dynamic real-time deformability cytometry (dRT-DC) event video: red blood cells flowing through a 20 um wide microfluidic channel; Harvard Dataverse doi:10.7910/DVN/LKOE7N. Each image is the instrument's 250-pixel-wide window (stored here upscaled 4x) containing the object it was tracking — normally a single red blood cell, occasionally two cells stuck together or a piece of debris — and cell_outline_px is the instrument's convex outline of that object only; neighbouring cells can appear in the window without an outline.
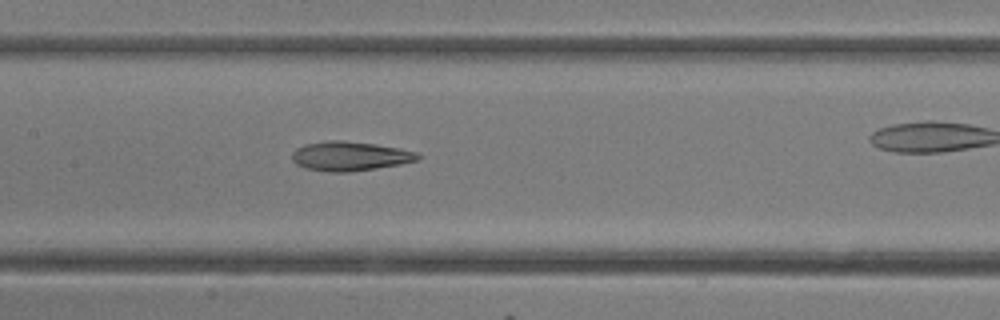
{"species": "common noctule bat (a hibernating species)", "species_latin": "Nyctalus noctula", "temperature_condition": "room temperature", "stored_images_in_passage": 20, "camera_frame_rate_fps": 3000, "um_per_image_px": 0.085, "animal": {"sex": "female"}, "frame": {"image": 1, "passage_image": 15, "time_ms": 4.667, "image_size_px": [1000, 320], "cell_outline_px": [[424, 156], [416, 160], [400, 164], [376, 168], [348, 172], [328, 172], [304, 168], [296, 164], [292, 160], [292, 152], [296, 148], [304, 144], [328, 140], [340, 140], [376, 144], [400, 148], [416, 152]], "centroid_in_image_um": [29.72, 13.27], "position_along_channel_um": 177.7, "area_um2": 21.62}}
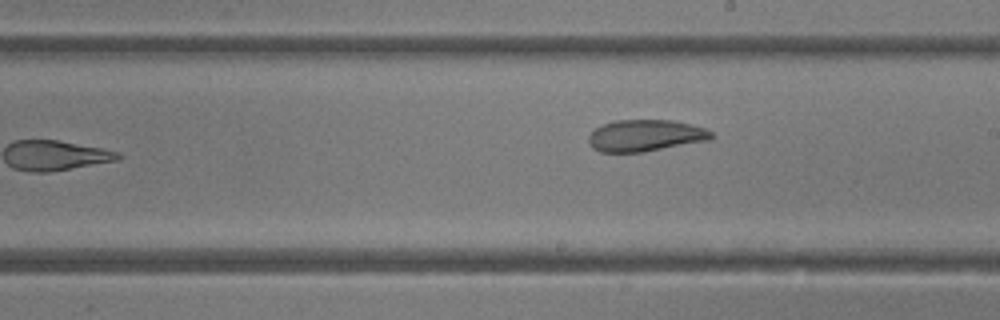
{"frame": {"image": 2, "passage_image": 20, "time_ms": 6.333, "image_size_px": [1000, 320], "cell_outline_px": [[716, 136], [708, 140], [644, 152], [600, 152], [592, 148], [588, 144], [588, 136], [596, 128], [604, 124], [616, 120], [672, 120], [692, 124], [704, 128], [712, 132]], "centroid_in_image_um": [54.85, 11.52], "position_along_channel_um": 234.1, "area_um2": 22.72}}